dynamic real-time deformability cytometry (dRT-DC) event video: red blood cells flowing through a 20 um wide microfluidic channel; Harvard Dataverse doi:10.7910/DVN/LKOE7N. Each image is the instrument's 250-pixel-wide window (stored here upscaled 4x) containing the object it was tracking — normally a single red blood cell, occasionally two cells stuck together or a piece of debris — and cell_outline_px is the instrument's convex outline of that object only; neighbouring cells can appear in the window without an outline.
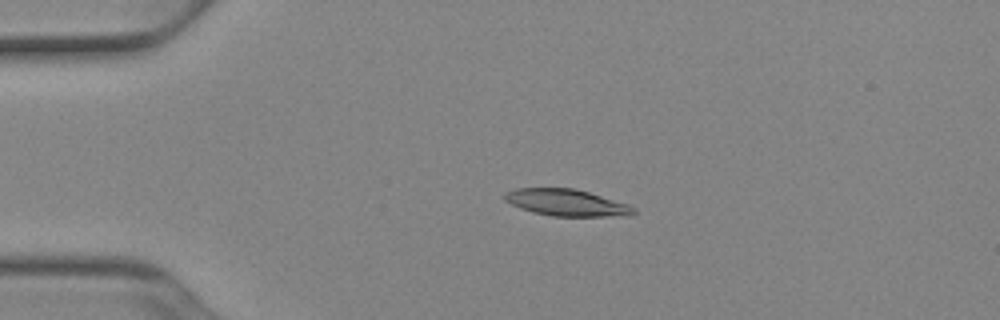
{"species": "Egyptian fruit bat (a non-hibernating species)", "species_latin": "Rousettus aegyptiacus", "temperature_condition": "cold", "stored_images_in_passage": 52, "camera_frame_rate_fps": 3000, "um_per_image_px": 0.085, "animal": {"sex": "female"}, "frame": {"image": 1, "passage_image": 12, "time_ms": 3.667, "image_size_px": [1000, 320], "cell_outline_px": [[636, 212], [628, 216], [552, 216], [532, 212], [520, 208], [504, 200], [504, 192], [516, 188], [572, 188], [588, 192], [628, 204], [636, 208]], "centroid_in_image_um": [48.15, 17.23], "position_along_channel_um": 36.9, "area_um2": 20.06}}
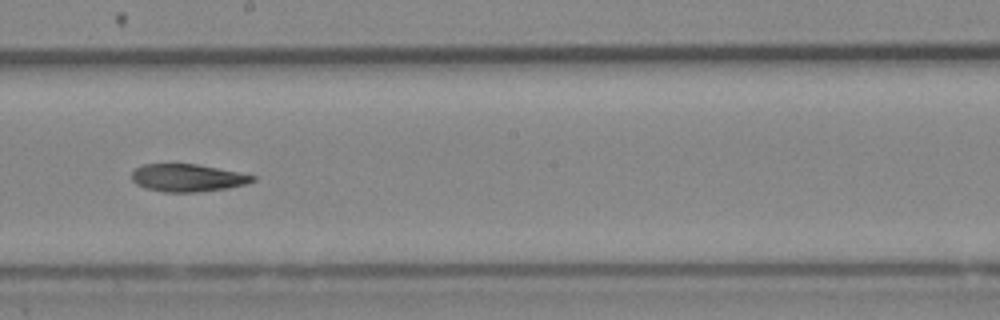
{"frame": {"image": 2, "passage_image": 30, "time_ms": 9.667, "image_size_px": [1000, 320], "cell_outline_px": [[256, 180], [244, 184], [228, 188], [196, 192], [164, 192], [148, 188], [136, 184], [132, 180], [132, 172], [136, 168], [144, 164], [196, 164], [240, 172], [256, 176]], "centroid_in_image_um": [15.96, 15.11], "position_along_channel_um": 232.2, "area_um2": 19.31}}
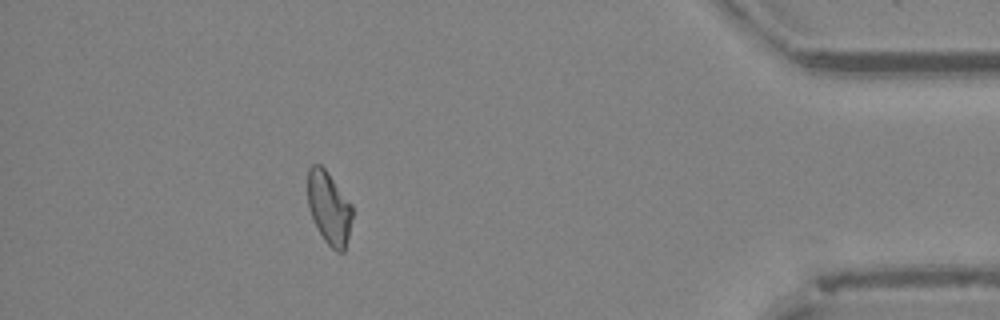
{"frame": {"image": 3, "passage_image": 47, "time_ms": 15.333, "image_size_px": [1000, 320], "cell_outline_px": [[352, 216], [348, 236], [344, 252], [336, 252], [324, 240], [308, 208], [308, 168], [312, 164], [320, 164], [328, 172], [352, 204]], "centroid_in_image_um": [27.97, 17.65], "position_along_channel_um": 407.2, "area_um2": 18.79}}